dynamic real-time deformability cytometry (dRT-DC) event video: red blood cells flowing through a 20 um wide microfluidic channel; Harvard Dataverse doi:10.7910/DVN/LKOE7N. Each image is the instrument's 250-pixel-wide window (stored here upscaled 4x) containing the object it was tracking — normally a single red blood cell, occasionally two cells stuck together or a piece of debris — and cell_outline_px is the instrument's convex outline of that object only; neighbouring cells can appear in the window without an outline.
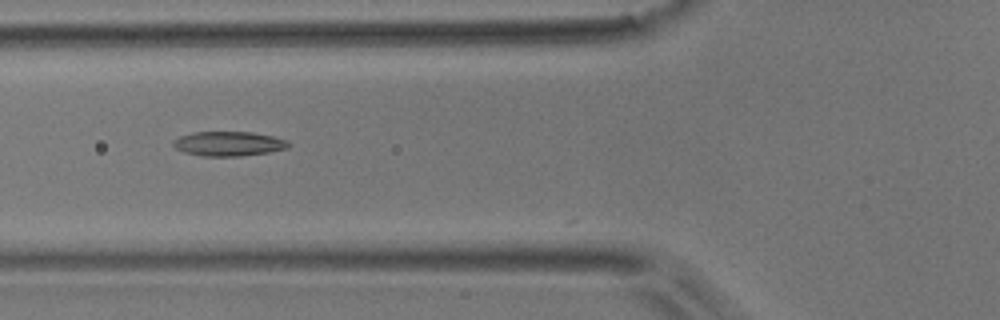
{"species": "common noctule bat (a hibernating species)", "species_latin": "Nyctalus noctula", "temperature_condition": "room temperature", "stored_images_in_passage": 21, "camera_frame_rate_fps": 3000, "um_per_image_px": 0.085, "animal": {"sex": "male", "body_mass_g": 17.9}, "frame": {"image": 1, "passage_image": 2, "time_ms": 0.333, "image_size_px": [1000, 320], "cell_outline_px": [[292, 144], [288, 148], [268, 152], [240, 156], [204, 156], [184, 152], [176, 148], [172, 144], [172, 140], [180, 136], [192, 132], [252, 132], [272, 136], [288, 140]], "centroid_in_image_um": [19.44, 12.21], "position_along_channel_um": 106.4, "area_um2": 16.53}}